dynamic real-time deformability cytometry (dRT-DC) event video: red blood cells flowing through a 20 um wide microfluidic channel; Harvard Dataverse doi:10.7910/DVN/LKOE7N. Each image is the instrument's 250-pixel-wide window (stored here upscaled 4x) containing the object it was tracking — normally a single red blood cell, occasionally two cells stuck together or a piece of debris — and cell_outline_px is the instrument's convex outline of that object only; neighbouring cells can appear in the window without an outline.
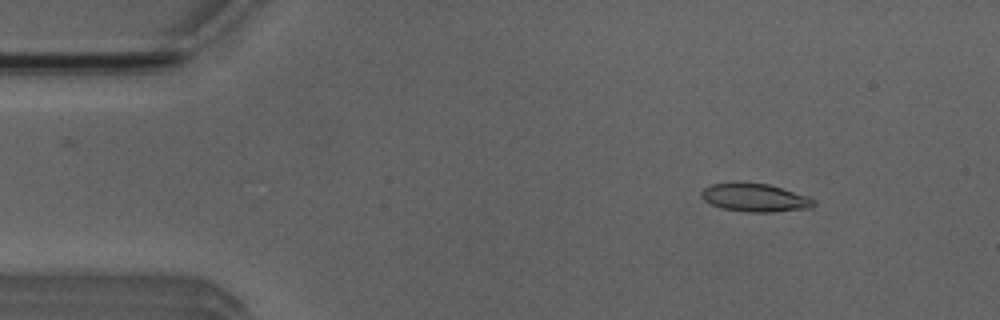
{"species": "Egyptian fruit bat (a non-hibernating species)", "species_latin": "Rousettus aegyptiacus", "temperature_condition": "room temperature", "stored_images_in_passage": 15, "camera_frame_rate_fps": 3000, "um_per_image_px": 0.085, "animal": {"sex": "male"}, "frame": {"image": 1, "passage_image": 7, "time_ms": 2.0, "image_size_px": [1000, 320], "cell_outline_px": [[816, 204], [812, 208], [772, 212], [748, 212], [724, 208], [712, 204], [704, 200], [700, 196], [700, 192], [704, 188], [712, 184], [768, 184], [816, 200]], "centroid_in_image_um": [64.18, 16.83], "position_along_channel_um": 20.8, "area_um2": 17.8}}